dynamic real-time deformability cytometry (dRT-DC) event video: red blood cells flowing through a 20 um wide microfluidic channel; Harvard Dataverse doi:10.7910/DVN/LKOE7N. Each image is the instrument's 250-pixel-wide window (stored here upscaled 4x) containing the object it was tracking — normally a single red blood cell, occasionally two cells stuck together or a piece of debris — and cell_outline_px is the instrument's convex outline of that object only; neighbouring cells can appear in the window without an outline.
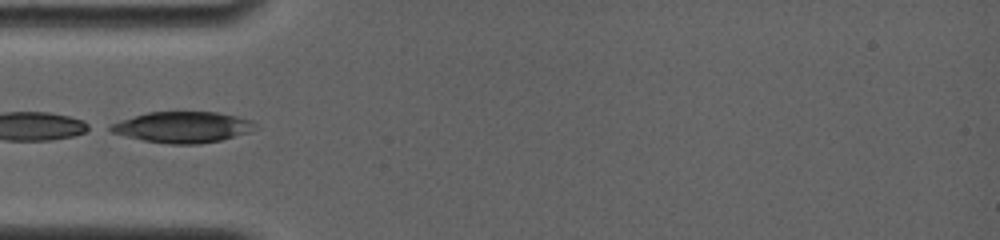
{"species": "common noctule bat (a hibernating species)", "species_latin": "Nyctalus noctula", "temperature_condition": "room temperature", "stored_images_in_passage": 23, "camera_frame_rate_fps": 4000, "um_per_image_px": 0.085, "animal": {"sex": "female", "body_mass_g": 19.0, "forearm_length_mm": 56.7}, "frame": {"image": 1, "passage_image": 1, "time_ms": 0.0, "image_size_px": [1000, 240], "cell_outline_px": [[252, 124], [248, 132], [220, 140], [200, 144], [172, 144], [144, 140], [124, 136], [112, 132], [104, 128], [112, 124], [148, 112], [216, 112], [236, 116], [252, 120]], "centroid_in_image_um": [15.46, 10.81], "position_along_channel_um": 69.5, "area_um2": 25.55}}
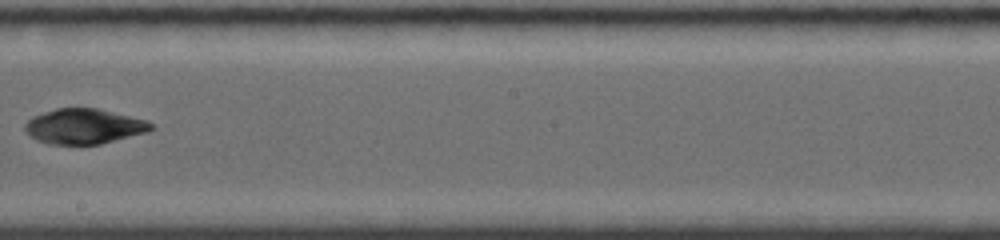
{"frame": {"image": 2, "passage_image": 10, "time_ms": 4.5, "image_size_px": [1000, 240], "cell_outline_px": [[156, 128], [144, 132], [100, 144], [48, 144], [36, 140], [24, 128], [24, 124], [32, 116], [56, 108], [96, 108], [148, 120]], "centroid_in_image_um": [7.13, 10.73], "position_along_channel_um": 241.1, "area_um2": 25.61}}
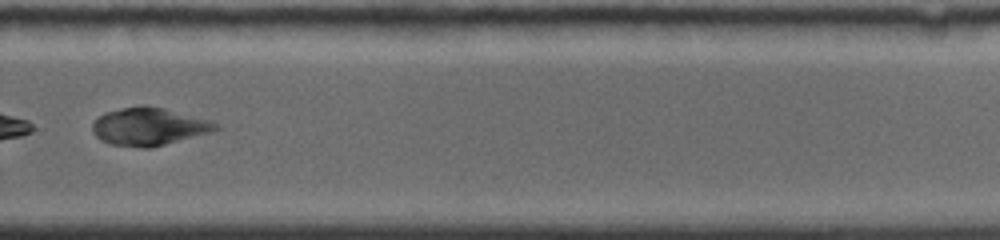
{"frame": {"image": 3, "passage_image": 14, "time_ms": 6.5, "image_size_px": [1000, 240], "cell_outline_px": [[220, 128], [212, 132], [148, 148], [140, 148], [108, 144], [100, 140], [92, 132], [92, 124], [104, 112], [140, 104], [144, 104], [164, 108], [208, 120], [220, 124]], "centroid_in_image_um": [12.63, 10.75], "position_along_channel_um": 317.2, "area_um2": 27.17}}